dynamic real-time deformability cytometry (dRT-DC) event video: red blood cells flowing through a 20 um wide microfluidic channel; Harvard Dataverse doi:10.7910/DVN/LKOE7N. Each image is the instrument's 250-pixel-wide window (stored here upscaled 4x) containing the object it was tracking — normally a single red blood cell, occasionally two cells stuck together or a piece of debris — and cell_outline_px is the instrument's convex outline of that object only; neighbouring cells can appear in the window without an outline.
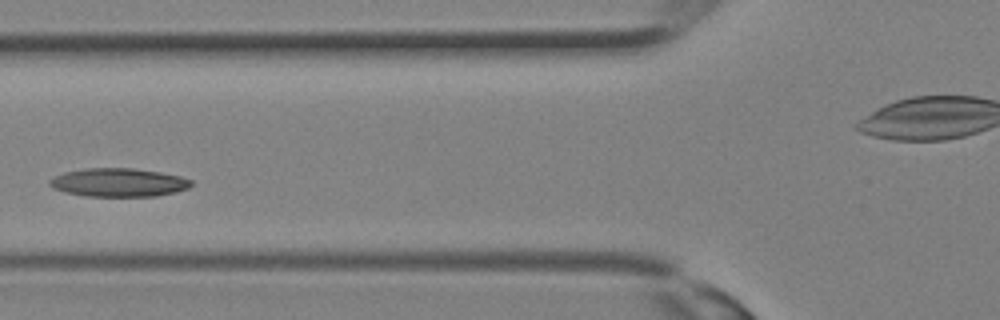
{"species": "Egyptian fruit bat (a non-hibernating species)", "species_latin": "Rousettus aegyptiacus", "temperature_condition": "room temperature", "stored_images_in_passage": 17, "camera_frame_rate_fps": 3000, "um_per_image_px": 0.085, "animal": {"sex": "female"}, "frame": {"image": 1, "passage_image": 8, "time_ms": 2.333, "image_size_px": [1000, 320], "cell_outline_px": [[192, 184], [188, 188], [176, 192], [156, 196], [88, 196], [64, 192], [52, 188], [48, 184], [48, 180], [52, 176], [64, 172], [84, 168], [132, 168], [160, 172], [180, 176], [192, 180]], "centroid_in_image_um": [10.04, 15.5], "position_along_channel_um": 115.8, "area_um2": 23.64}}
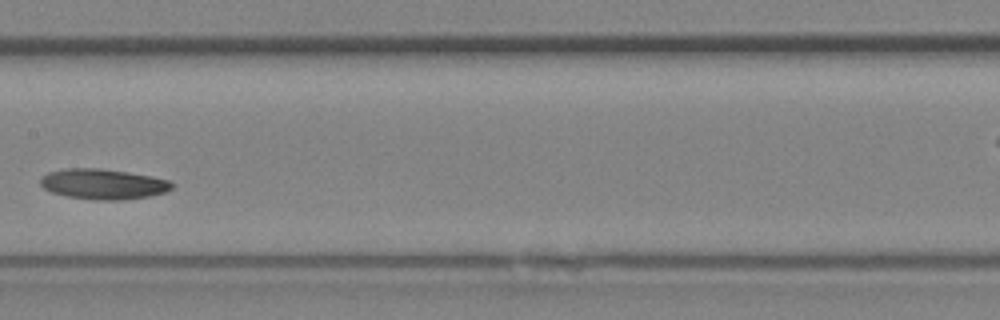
{"frame": {"image": 2, "passage_image": 12, "time_ms": 3.667, "image_size_px": [1000, 320], "cell_outline_px": [[172, 188], [164, 192], [148, 196], [120, 200], [92, 200], [68, 196], [52, 192], [44, 188], [40, 184], [40, 176], [48, 172], [64, 168], [100, 168], [152, 176], [168, 180], [172, 184]], "centroid_in_image_um": [8.72, 15.64], "position_along_channel_um": 198.7, "area_um2": 23.18}}
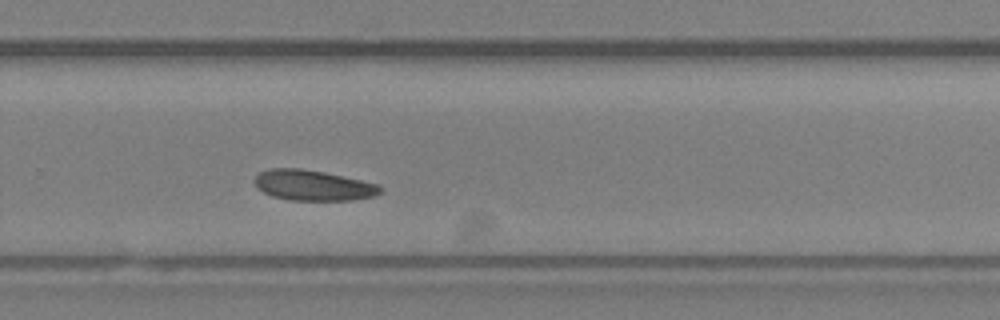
{"frame": {"image": 3, "passage_image": 17, "time_ms": 5.333, "image_size_px": [1000, 320], "cell_outline_px": [[384, 188], [376, 196], [352, 200], [288, 200], [272, 196], [264, 192], [252, 180], [260, 172], [268, 168], [300, 168], [324, 172], [380, 184]], "centroid_in_image_um": [26.64, 15.75], "position_along_channel_um": 303.2, "area_um2": 22.43}}